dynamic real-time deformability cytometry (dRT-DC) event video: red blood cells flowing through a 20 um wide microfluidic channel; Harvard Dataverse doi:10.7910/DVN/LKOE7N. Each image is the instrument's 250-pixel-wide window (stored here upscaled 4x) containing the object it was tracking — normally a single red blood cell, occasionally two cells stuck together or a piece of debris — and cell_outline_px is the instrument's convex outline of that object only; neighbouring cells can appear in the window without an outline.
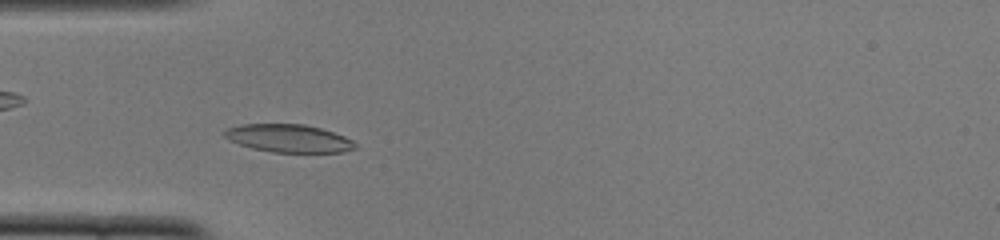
{"species": "common noctule bat (a hibernating species)", "species_latin": "Nyctalus noctula", "temperature_condition": "cold", "stored_images_in_passage": 46, "camera_frame_rate_fps": 3000, "um_per_image_px": 0.085, "animal": {"sex": "female", "body_mass_g": 22.0, "forearm_length_mm": 56.7}, "frame": {"image": 1, "passage_image": 10, "time_ms": 3.0, "image_size_px": [1000, 240], "cell_outline_px": [[356, 148], [340, 152], [272, 152], [252, 148], [228, 140], [220, 132], [228, 128], [240, 124], [304, 124], [320, 128], [344, 136], [352, 140], [356, 144]], "centroid_in_image_um": [24.49, 11.75], "position_along_channel_um": 60.5, "area_um2": 21.21}}
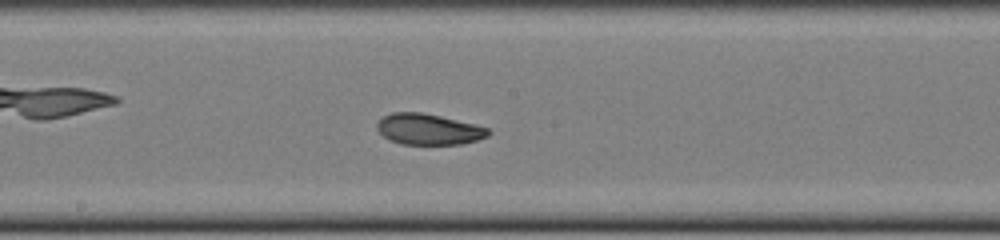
{"frame": {"image": 2, "passage_image": 22, "time_ms": 7.0, "image_size_px": [1000, 240], "cell_outline_px": [[492, 132], [488, 136], [476, 140], [460, 144], [400, 144], [388, 140], [376, 128], [376, 124], [384, 116], [392, 112], [420, 112], [440, 116], [476, 124], [488, 128]], "centroid_in_image_um": [36.43, 10.99], "position_along_channel_um": 211.8, "area_um2": 20.06}}
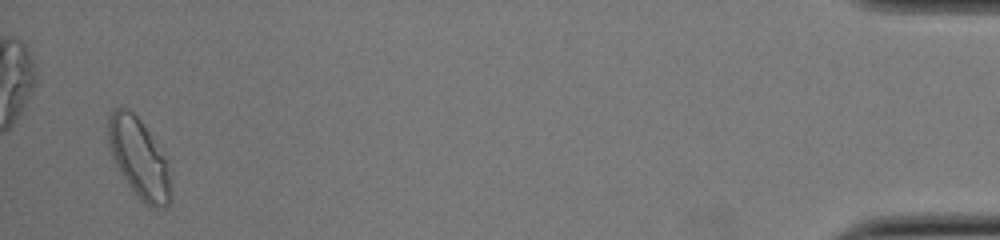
{"frame": {"image": 3, "passage_image": 45, "time_ms": 14.667, "image_size_px": [1000, 240], "cell_outline_px": [[172, 200], [164, 208], [152, 208], [128, 184], [116, 164], [112, 156], [108, 144], [108, 116], [112, 108], [128, 108], [140, 120], [152, 136], [172, 172]], "centroid_in_image_um": [11.85, 13.44], "position_along_channel_um": 423.4, "area_um2": 28.9}, "authors_computed_cell_mechanics": {"area_um2": 20.8658, "velocity_mm_per_s": 3.8311, "shape_relaxation_time_tau1_ms": 9.6475, "shape_relaxation_time_tau2_ms": 3.9628, "deformation_change_tau1": 0.1971, "deformation_change_tau2": 0.0626}}